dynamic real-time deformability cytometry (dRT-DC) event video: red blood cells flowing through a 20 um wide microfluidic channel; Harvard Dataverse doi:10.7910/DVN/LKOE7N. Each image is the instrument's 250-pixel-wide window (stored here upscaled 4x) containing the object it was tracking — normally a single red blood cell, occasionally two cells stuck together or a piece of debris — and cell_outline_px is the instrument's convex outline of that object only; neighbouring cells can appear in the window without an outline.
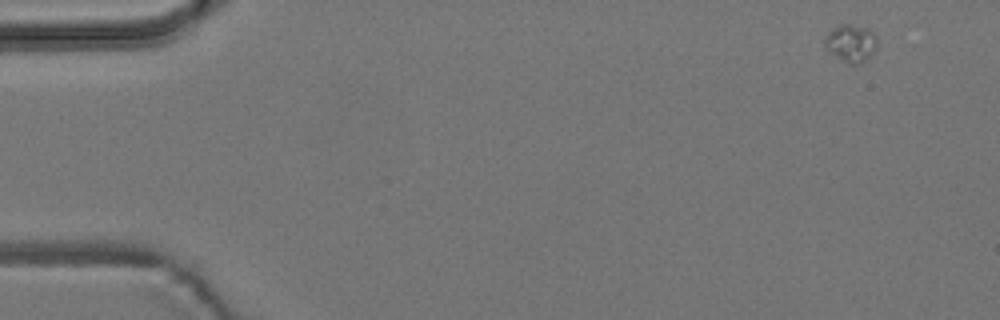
{"species": "common noctule bat (a hibernating species)", "species_latin": "Nyctalus noctula", "temperature_condition": "room temperature", "stored_images_in_passage": 10, "camera_frame_rate_fps": 3000, "um_per_image_px": 0.085, "animal": {"sex": "male", "body_mass_g": 19.2, "forearm_length_mm": 51.8}, "frame": {"image": 1, "passage_image": 1, "time_ms": 0.0, "image_size_px": [1000, 320], "cell_outline_px": [[876, 48], [860, 64], [848, 64], [840, 60], [828, 52], [824, 48], [824, 40], [828, 32], [832, 28], [840, 24], [852, 24], [868, 28], [876, 36]], "centroid_in_image_um": [72.28, 3.66], "position_along_channel_um": 12.7, "area_um2": 11.56}}